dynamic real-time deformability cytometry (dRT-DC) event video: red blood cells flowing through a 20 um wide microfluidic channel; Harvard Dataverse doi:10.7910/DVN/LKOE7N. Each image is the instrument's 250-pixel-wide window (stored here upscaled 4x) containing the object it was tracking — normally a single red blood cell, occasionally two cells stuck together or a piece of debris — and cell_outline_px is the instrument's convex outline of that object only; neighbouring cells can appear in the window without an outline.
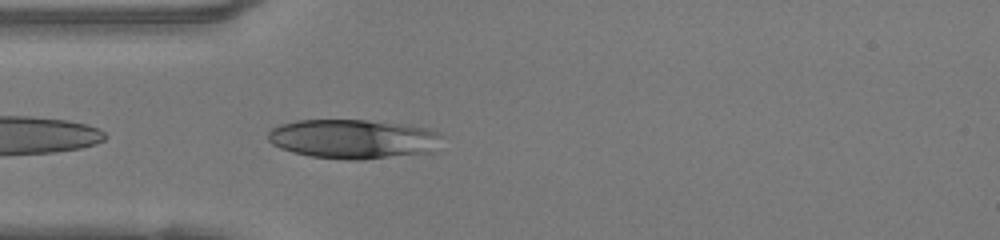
{"species": "human", "species_latin": "Homo sapiens", "temperature_condition": "warm", "stored_images_in_passage": 37, "camera_frame_rate_fps": 3000, "um_per_image_px": 0.085, "donor": {"sex": "female"}, "frame": {"image": 1, "passage_image": 2, "time_ms": 0.333, "image_size_px": [1000, 240], "cell_outline_px": [[444, 136], [432, 152], [360, 160], [344, 160], [312, 156], [292, 152], [280, 148], [272, 144], [268, 140], [268, 132], [272, 128], [280, 124], [296, 120], [368, 120], [404, 124], [428, 128]], "centroid_in_image_um": [30.02, 11.81], "position_along_channel_um": 55.0, "area_um2": 40.06}}
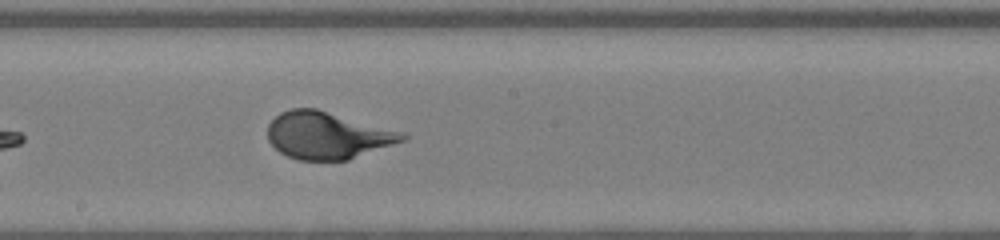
{"frame": {"image": 2, "passage_image": 14, "time_ms": 4.333, "image_size_px": [1000, 240], "cell_outline_px": [[408, 136], [404, 140], [348, 160], [300, 160], [288, 156], [280, 152], [268, 140], [268, 124], [280, 112], [292, 108], [316, 108], [404, 132]], "centroid_in_image_um": [27.82, 11.5], "position_along_channel_um": 220.4, "area_um2": 36.76}}
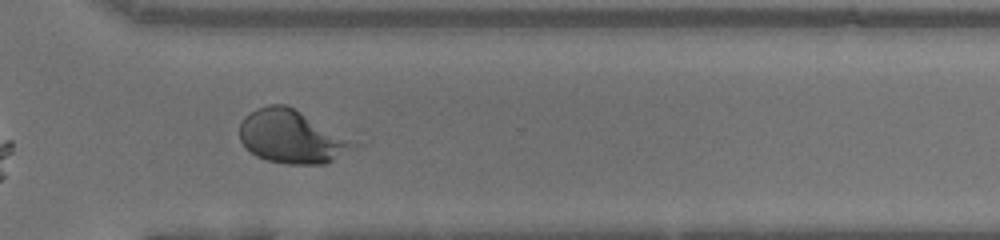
{"frame": {"image": 3, "passage_image": 23, "time_ms": 7.333, "image_size_px": [1000, 240], "cell_outline_px": [[368, 140], [364, 144], [324, 164], [288, 164], [268, 160], [256, 156], [244, 148], [240, 140], [240, 124], [244, 116], [256, 108], [268, 104], [284, 104]], "centroid_in_image_um": [25.0, 11.6], "position_along_channel_um": 345.6, "area_um2": 37.28}}